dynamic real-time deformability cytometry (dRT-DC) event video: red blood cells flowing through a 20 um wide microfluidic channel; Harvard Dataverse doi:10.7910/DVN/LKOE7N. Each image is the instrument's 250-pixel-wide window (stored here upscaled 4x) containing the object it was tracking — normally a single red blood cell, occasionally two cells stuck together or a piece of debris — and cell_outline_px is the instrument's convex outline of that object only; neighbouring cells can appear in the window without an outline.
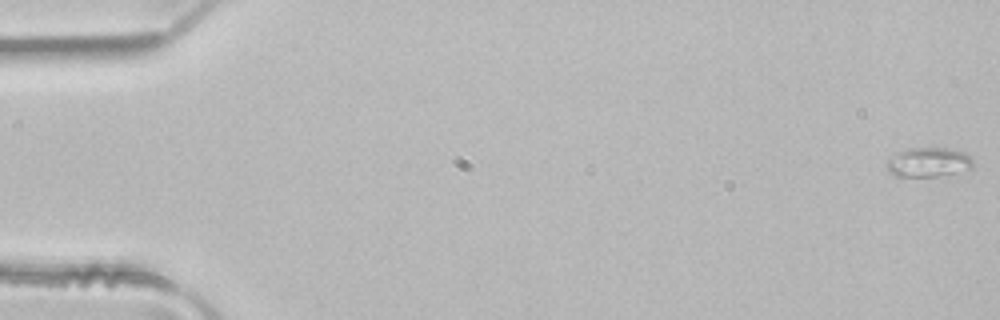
{"species": "common noctule bat (a hibernating species)", "species_latin": "Nyctalus noctula", "temperature_condition": "room temperature", "stored_images_in_passage": 3, "camera_frame_rate_fps": 3000, "um_per_image_px": 0.085, "animal": {"sex": "male", "body_mass_g": 21.5, "forearm_length_mm": 52.0}, "frame": {"image": 1, "passage_image": 1, "time_ms": 0.0, "image_size_px": [1000, 320], "cell_outline_px": [[972, 168], [936, 176], [896, 176], [884, 164], [888, 156], [896, 152], [908, 148], [944, 148], [964, 152], [972, 160]], "centroid_in_image_um": [78.84, 13.77], "position_along_channel_um": 6.2, "area_um2": 14.62}}
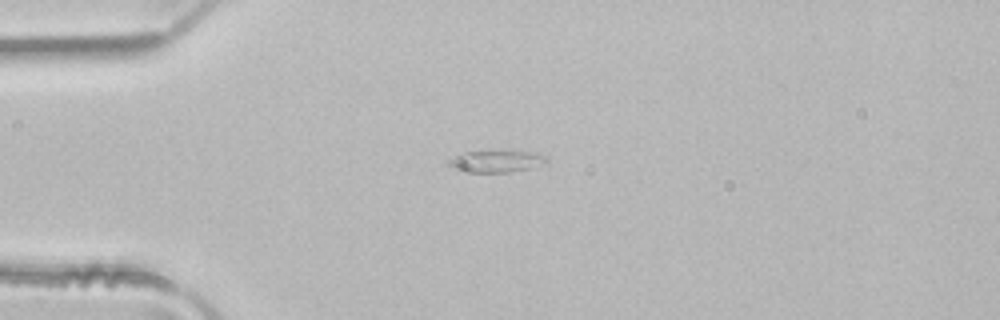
{"frame": {"image": 2, "passage_image": 3, "time_ms": 0.667, "image_size_px": [1000, 320], "cell_outline_px": [[548, 160], [528, 168], [512, 172], [460, 172], [444, 164], [444, 160], [460, 152], [540, 152], [548, 156]], "centroid_in_image_um": [42.03, 13.72], "position_along_channel_um": 43.0, "area_um2": 12.6}}